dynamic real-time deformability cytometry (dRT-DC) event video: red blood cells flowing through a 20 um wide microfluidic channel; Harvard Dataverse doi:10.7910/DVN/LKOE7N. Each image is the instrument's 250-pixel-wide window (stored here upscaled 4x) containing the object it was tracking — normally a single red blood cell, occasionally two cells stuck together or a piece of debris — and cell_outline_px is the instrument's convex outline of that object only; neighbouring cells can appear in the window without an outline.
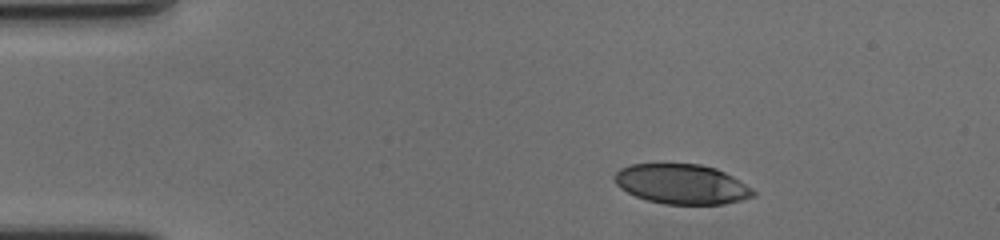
{"species": "human", "species_latin": "Homo sapiens", "temperature_condition": "cold", "stored_images_in_passage": 50, "camera_frame_rate_fps": 3000, "um_per_image_px": 0.085, "donor": {"sex": "female"}, "frame": {"image": 1, "passage_image": 1, "time_ms": 0.0, "image_size_px": [1000, 240], "cell_outline_px": [[756, 196], [724, 204], [664, 204], [648, 200], [636, 196], [620, 188], [616, 184], [612, 176], [620, 168], [632, 164], [700, 164], [716, 168], [732, 176], [752, 188], [756, 192]], "centroid_in_image_um": [57.94, 15.65], "position_along_channel_um": 27.1, "area_um2": 32.19}}
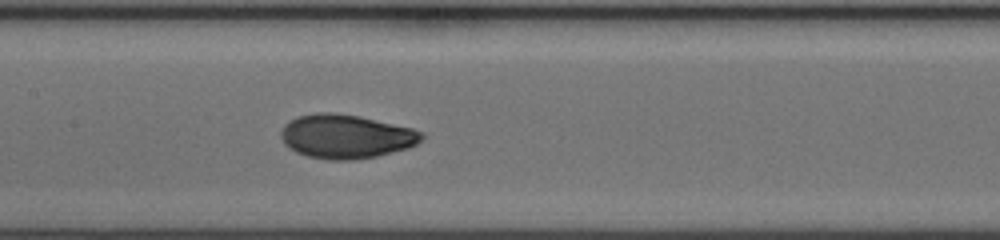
{"frame": {"image": 2, "passage_image": 20, "time_ms": 6.333, "image_size_px": [1000, 240], "cell_outline_px": [[424, 136], [416, 144], [408, 148], [376, 156], [352, 160], [332, 160], [308, 156], [296, 152], [288, 148], [284, 144], [280, 136], [280, 132], [284, 124], [288, 120], [296, 116], [316, 112], [332, 112], [360, 116], [412, 128], [424, 132]], "centroid_in_image_um": [29.37, 11.58], "position_along_channel_um": 178.0, "area_um2": 36.24}}
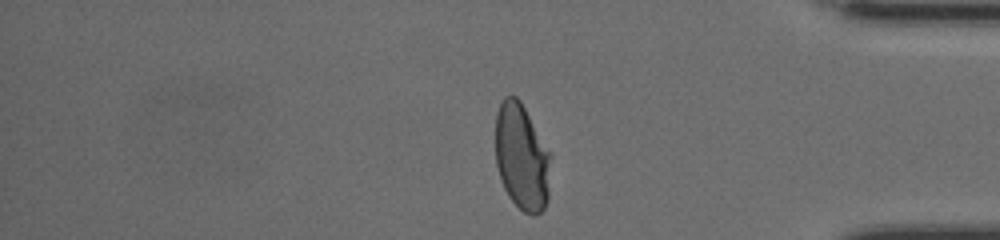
{"frame": {"image": 3, "passage_image": 40, "time_ms": 13.0, "image_size_px": [1000, 240], "cell_outline_px": [[552, 156], [548, 200], [544, 208], [536, 216], [532, 216], [524, 212], [508, 196], [504, 188], [496, 164], [496, 112], [504, 96], [516, 96], [520, 100], [552, 152]], "centroid_in_image_um": [44.39, 13.35], "position_along_channel_um": 390.8, "area_um2": 34.91}, "authors_computed_cell_mechanics": {"area_um2": 35.0268, "velocity_mm_per_s": 3.5281, "shape_relaxation_time_tau1_ms": 5.6058, "shape_relaxation_time_tau2_ms": 0.8585, "deformation_change_tau1": 0.1877, "deformation_change_tau2": 0.0426}}